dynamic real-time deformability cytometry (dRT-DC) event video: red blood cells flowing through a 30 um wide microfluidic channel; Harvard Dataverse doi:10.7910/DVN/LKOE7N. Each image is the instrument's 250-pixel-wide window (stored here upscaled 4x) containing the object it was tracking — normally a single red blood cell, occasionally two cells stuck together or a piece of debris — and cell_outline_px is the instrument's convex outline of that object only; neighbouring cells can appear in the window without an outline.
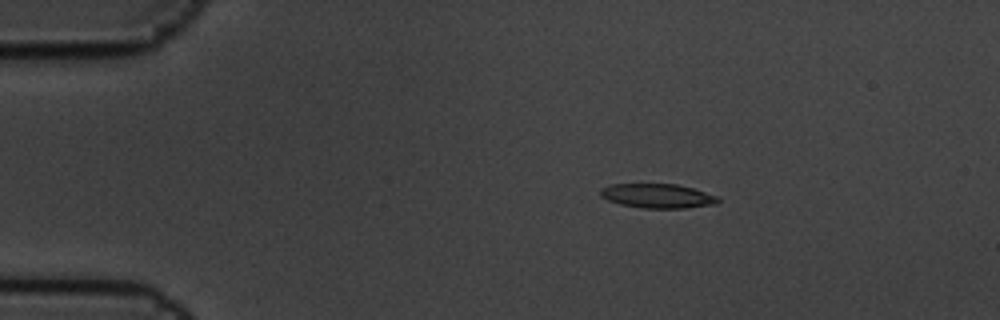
{"species": "common noctule bat (a hibernating species)", "species_latin": "Nyctalus noctula", "temperature_condition": "cold", "stored_images_in_passage": 5, "camera_frame_rate_fps": 3000, "um_per_image_px": 0.085, "animal": {"sex": "male", "body_mass_g": 19.5, "forearm_length_mm": 54.6}, "frame": {"image": 1, "passage_image": 3, "time_ms": 0.667, "image_size_px": [1000, 320], "cell_outline_px": [[720, 200], [716, 204], [688, 208], [640, 208], [620, 204], [608, 200], [600, 196], [600, 188], [612, 184], [676, 184], [692, 188], [716, 196]], "centroid_in_image_um": [55.86, 16.66], "position_along_channel_um": 29.1, "area_um2": 16.65}}